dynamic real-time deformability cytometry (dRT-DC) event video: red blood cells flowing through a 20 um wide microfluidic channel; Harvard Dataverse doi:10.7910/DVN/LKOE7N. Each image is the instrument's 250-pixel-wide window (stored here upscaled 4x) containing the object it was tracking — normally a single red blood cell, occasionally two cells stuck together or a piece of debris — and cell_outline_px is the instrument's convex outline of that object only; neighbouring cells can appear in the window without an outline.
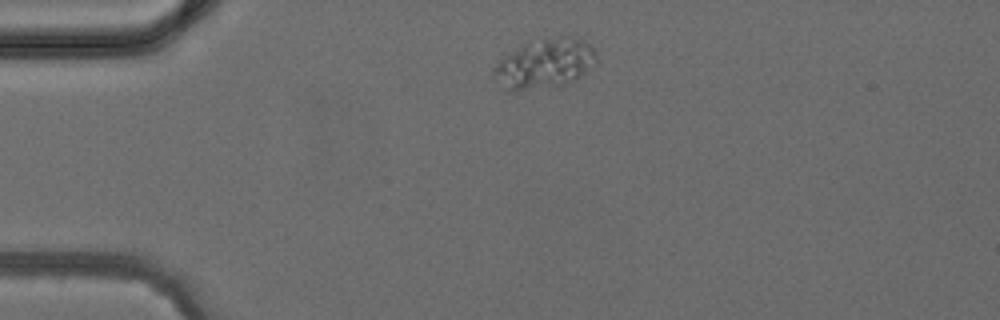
{"species": "common noctule bat (a hibernating species)", "species_latin": "Nyctalus noctula", "temperature_condition": "cold", "stored_images_in_passage": 4, "camera_frame_rate_fps": 3000, "um_per_image_px": 0.085, "animal": {"sex": "female", "body_mass_g": 24.6, "forearm_length_mm": 56.2}, "frame": {"image": 1, "passage_image": 2, "time_ms": 2.0, "image_size_px": [1000, 320], "cell_outline_px": [[596, 60], [576, 80], [568, 84], [516, 92], [508, 92], [492, 76], [492, 68], [508, 52], [528, 40], [560, 36], [572, 36], [584, 40], [596, 52]], "centroid_in_image_um": [46.24, 5.41], "position_along_channel_um": 38.8, "area_um2": 30.17}}
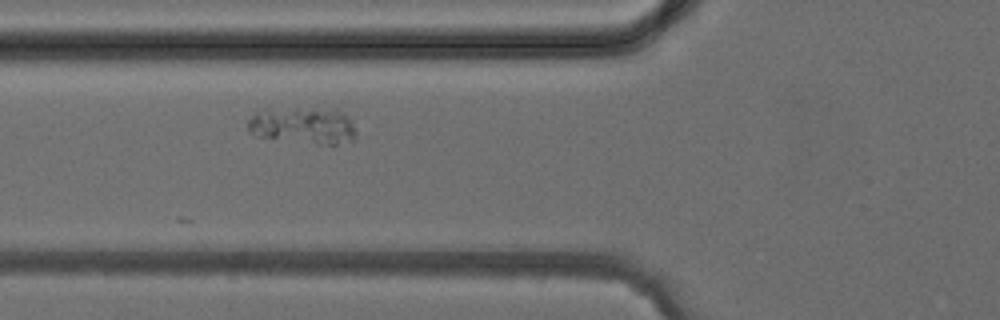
{"frame": {"image": 2, "passage_image": 4, "time_ms": 4.333, "image_size_px": [1000, 320], "cell_outline_px": [[356, 140], [336, 144], [316, 144], [256, 136], [248, 128], [248, 120], [260, 108], [336, 108], [348, 116], [356, 132]], "centroid_in_image_um": [25.78, 10.64], "position_along_channel_um": 100.0, "area_um2": 23.58}}